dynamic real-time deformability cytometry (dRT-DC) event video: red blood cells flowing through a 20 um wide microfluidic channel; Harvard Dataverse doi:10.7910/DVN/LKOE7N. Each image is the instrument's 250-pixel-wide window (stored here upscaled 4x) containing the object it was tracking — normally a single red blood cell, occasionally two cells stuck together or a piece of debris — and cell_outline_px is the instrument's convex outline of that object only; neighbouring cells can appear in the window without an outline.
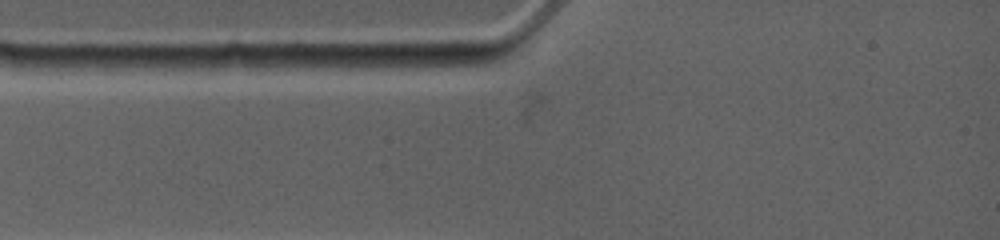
{"species": "common noctule bat (a hibernating species)", "species_latin": "Nyctalus noctula", "temperature_condition": "warm", "stored_images_in_passage": 4, "camera_frame_rate_fps": 4500, "um_per_image_px": 0.085, "animal": {"sex": "female", "body_mass_g": 19.0, "forearm_length_mm": 53.3}, "frame": {"image": 1, "passage_image": 2, "time_ms": 0.222, "image_size_px": [1000, 240], "cell_outline_px": [[468, 64], [412, 72], [328, 64], [328, 56], [408, 56]], "centroid_in_image_um": [33.28, 5.34], "position_along_channel_um": 51.7, "area_um2": 10.4}}